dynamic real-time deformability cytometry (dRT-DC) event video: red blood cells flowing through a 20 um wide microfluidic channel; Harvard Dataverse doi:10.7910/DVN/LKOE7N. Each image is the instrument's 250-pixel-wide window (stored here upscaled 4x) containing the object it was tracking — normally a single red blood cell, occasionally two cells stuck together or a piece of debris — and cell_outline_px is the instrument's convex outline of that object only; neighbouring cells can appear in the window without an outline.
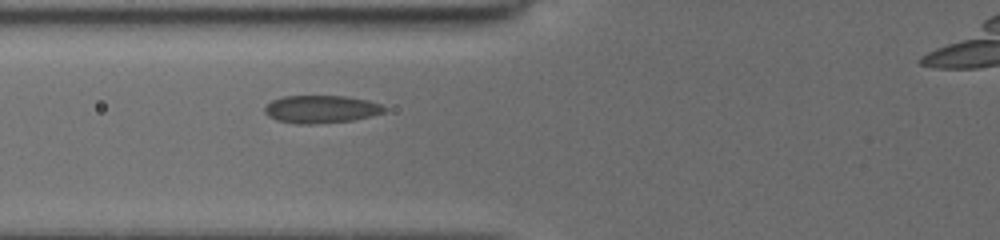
{"species": "common noctule bat (a hibernating species)", "species_latin": "Nyctalus noctula", "temperature_condition": "cold", "stored_images_in_passage": 3, "camera_frame_rate_fps": 3000, "um_per_image_px": 0.085, "animal": {"sex": "female", "body_mass_g": 19.5, "forearm_length_mm": 54.1}, "frame": {"image": 1, "passage_image": 3, "time_ms": 2.333, "image_size_px": [1000, 240], "cell_outline_px": [[388, 108], [384, 112], [352, 120], [316, 124], [296, 124], [276, 120], [268, 116], [264, 112], [264, 104], [280, 96], [344, 96], [368, 100], [380, 104]], "centroid_in_image_um": [27.23, 9.28], "position_along_channel_um": 98.6, "area_um2": 19.48}}